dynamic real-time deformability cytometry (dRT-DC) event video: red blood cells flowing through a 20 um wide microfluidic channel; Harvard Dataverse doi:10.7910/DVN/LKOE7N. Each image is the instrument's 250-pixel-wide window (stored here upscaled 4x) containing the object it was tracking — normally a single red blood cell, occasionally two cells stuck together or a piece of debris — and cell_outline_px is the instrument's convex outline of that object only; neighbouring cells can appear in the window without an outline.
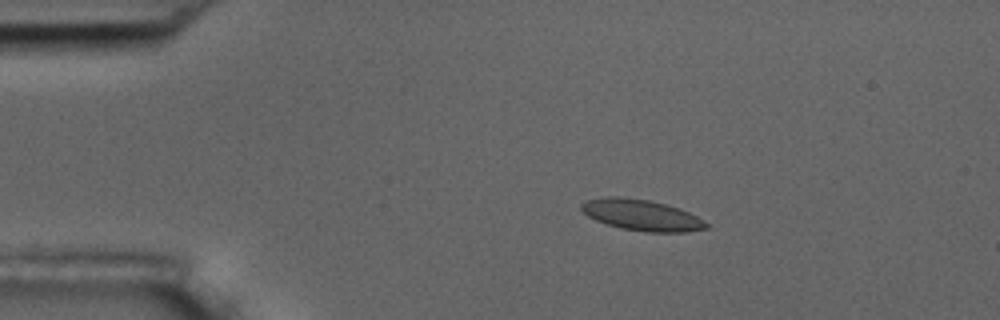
{"species": "common noctule bat (a hibernating species)", "species_latin": "Nyctalus noctula", "temperature_condition": "room temperature", "stored_images_in_passage": 6, "camera_frame_rate_fps": 3000, "um_per_image_px": 0.085, "animal": {"sex": "male", "body_mass_g": 17.5, "forearm_length_mm": 52.3}, "frame": {"image": 1, "passage_image": 3, "time_ms": 2.333, "image_size_px": [1000, 320], "cell_outline_px": [[708, 228], [688, 232], [648, 232], [620, 228], [596, 220], [588, 216], [580, 208], [580, 204], [588, 200], [604, 196], [620, 196], [648, 200], [680, 208], [704, 220], [708, 224]], "centroid_in_image_um": [54.54, 18.28], "position_along_channel_um": 30.5, "area_um2": 22.54}}
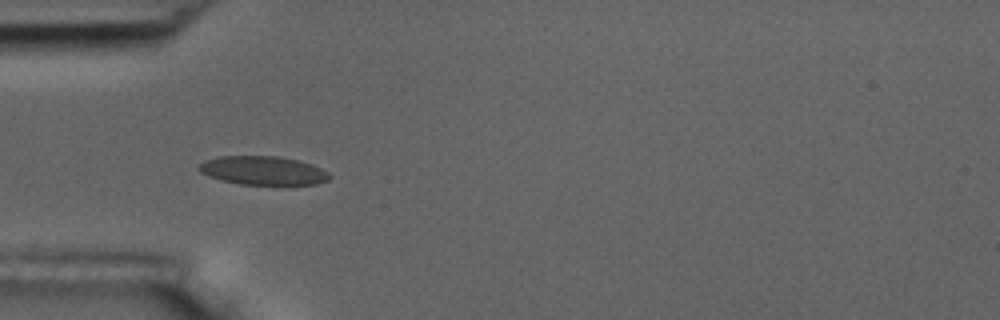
{"frame": {"image": 2, "passage_image": 5, "time_ms": 4.667, "image_size_px": [1000, 320], "cell_outline_px": [[332, 176], [328, 180], [316, 184], [240, 184], [220, 180], [208, 176], [200, 172], [196, 168], [204, 160], [220, 156], [276, 156], [300, 160], [312, 164], [328, 172]], "centroid_in_image_um": [22.34, 14.49], "position_along_channel_um": 62.7, "area_um2": 21.91}}